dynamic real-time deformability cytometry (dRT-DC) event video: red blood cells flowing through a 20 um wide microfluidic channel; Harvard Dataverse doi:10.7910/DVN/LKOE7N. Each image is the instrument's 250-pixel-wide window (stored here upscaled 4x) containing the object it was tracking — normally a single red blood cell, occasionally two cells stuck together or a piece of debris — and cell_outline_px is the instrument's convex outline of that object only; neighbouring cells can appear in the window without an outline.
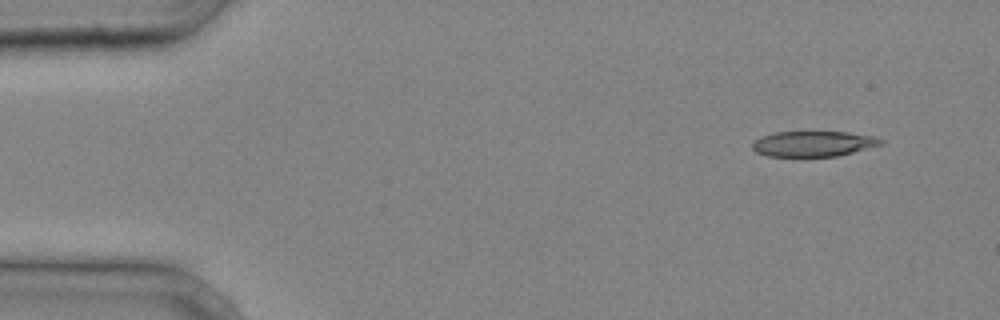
{"species": "common noctule bat (a hibernating species)", "species_latin": "Nyctalus noctula", "temperature_condition": "cold", "stored_images_in_passage": 3, "camera_frame_rate_fps": 3000, "um_per_image_px": 0.085, "animal": {"sex": "male", "body_mass_g": 20.4}, "frame": {"image": 1, "passage_image": 1, "time_ms": 0.0, "image_size_px": [1000, 320], "cell_outline_px": [[884, 144], [836, 156], [768, 156], [756, 152], [752, 148], [752, 144], [760, 136], [776, 132], [848, 132], [872, 136], [884, 140]], "centroid_in_image_um": [69.13, 12.21], "position_along_channel_um": 15.9, "area_um2": 18.9}}
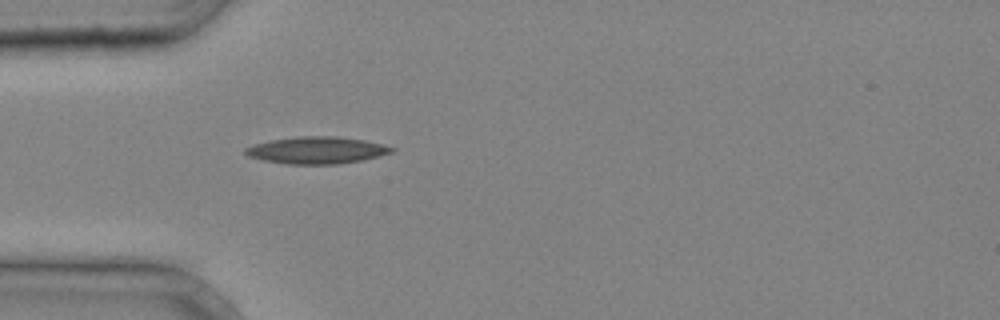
{"frame": {"image": 2, "passage_image": 3, "time_ms": 0.667, "image_size_px": [1000, 320], "cell_outline_px": [[396, 148], [392, 152], [360, 160], [336, 164], [288, 164], [264, 160], [248, 156], [244, 152], [244, 148], [252, 144], [272, 140], [296, 136], [340, 136], [364, 140]], "centroid_in_image_um": [26.87, 12.76], "position_along_channel_um": 58.1, "area_um2": 22.83}}